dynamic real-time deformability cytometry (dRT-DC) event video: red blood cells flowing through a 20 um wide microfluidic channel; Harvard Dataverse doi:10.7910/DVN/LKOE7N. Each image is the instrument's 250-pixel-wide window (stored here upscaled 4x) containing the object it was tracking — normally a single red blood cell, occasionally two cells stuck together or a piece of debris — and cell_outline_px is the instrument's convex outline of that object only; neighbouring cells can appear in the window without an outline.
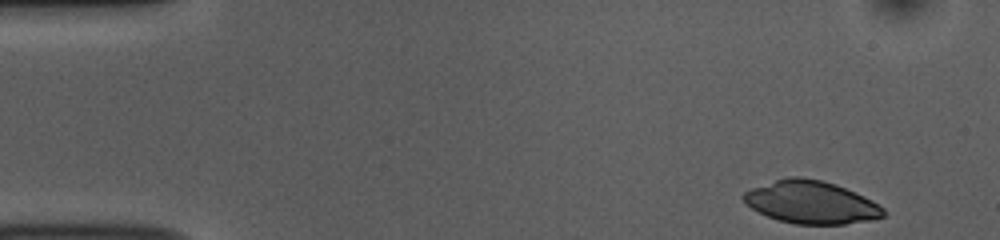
{"species": "common noctule bat (a hibernating species)", "species_latin": "Nyctalus noctula", "temperature_condition": "room temperature", "stored_images_in_passage": 49, "camera_frame_rate_fps": 3000, "um_per_image_px": 0.085, "animal": {"sex": "female", "body_mass_g": 10.0, "forearm_length_mm": 53.1}, "frame": {"image": 1, "passage_image": 1, "time_ms": 0.0, "image_size_px": [1000, 240], "cell_outline_px": [[884, 216], [868, 220], [844, 224], [796, 224], [780, 220], [768, 216], [752, 208], [740, 196], [744, 192], [752, 188], [788, 176], [800, 176], [820, 180], [836, 184], [864, 196], [872, 200], [884, 208]], "centroid_in_image_um": [68.95, 17.18], "position_along_channel_um": 16.1, "area_um2": 34.45}}